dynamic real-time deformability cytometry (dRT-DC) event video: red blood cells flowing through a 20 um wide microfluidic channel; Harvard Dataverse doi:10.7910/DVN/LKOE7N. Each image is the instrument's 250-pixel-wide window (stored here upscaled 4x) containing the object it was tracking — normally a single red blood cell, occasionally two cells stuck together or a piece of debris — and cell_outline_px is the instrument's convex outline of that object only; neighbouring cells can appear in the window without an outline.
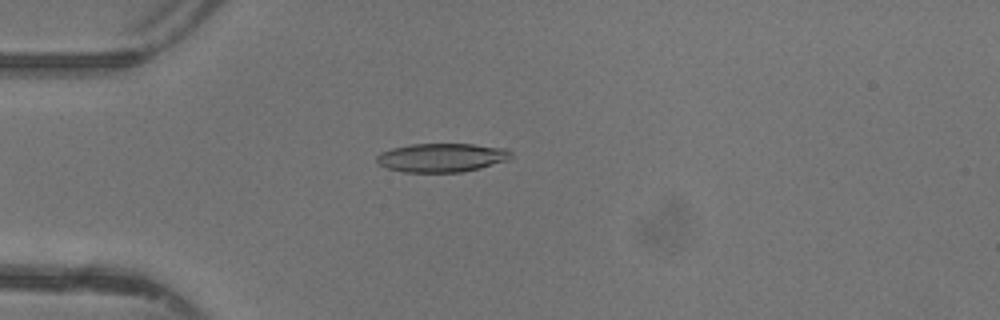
{"species": "common noctule bat (a hibernating species)", "species_latin": "Nyctalus noctula", "temperature_condition": "warm", "stored_images_in_passage": 36, "camera_frame_rate_fps": 3000, "um_per_image_px": 0.085, "animal": {"sex": "female"}, "frame": {"image": 1, "passage_image": 2, "time_ms": 0.333, "image_size_px": [1000, 320], "cell_outline_px": [[512, 156], [508, 160], [480, 168], [460, 172], [404, 172], [388, 168], [380, 164], [376, 160], [376, 156], [380, 152], [392, 148], [412, 144], [472, 144], [508, 148], [512, 152]], "centroid_in_image_um": [37.57, 13.39], "position_along_channel_um": 47.4, "area_um2": 22.54}}
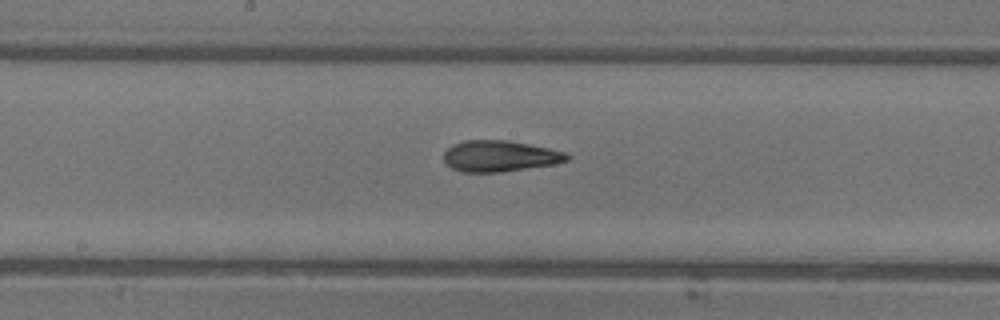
{"frame": {"image": 2, "passage_image": 14, "time_ms": 4.333, "image_size_px": [1000, 320], "cell_outline_px": [[572, 156], [568, 160], [552, 164], [500, 172], [460, 172], [452, 168], [444, 160], [444, 152], [452, 144], [464, 140], [508, 140], [548, 148], [564, 152]], "centroid_in_image_um": [42.45, 13.26], "position_along_channel_um": 205.7, "area_um2": 22.2}}
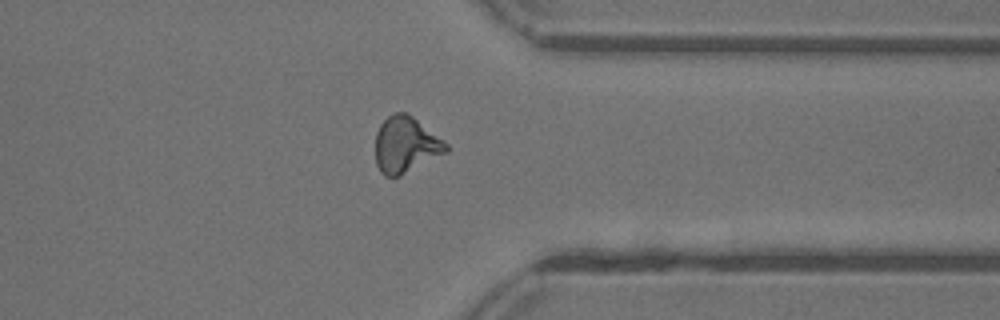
{"frame": {"image": 3, "passage_image": 26, "time_ms": 8.333, "image_size_px": [1000, 320], "cell_outline_px": [[448, 152], [400, 176], [384, 176], [380, 172], [376, 164], [376, 132], [380, 124], [388, 116], [396, 112], [404, 112], [412, 116], [444, 140], [448, 144]], "centroid_in_image_um": [34.49, 12.32], "position_along_channel_um": 376.9, "area_um2": 23.12}, "authors_computed_cell_mechanics": {"area_um2": 22.2819, "velocity_mm_per_s": 4.3974, "shape_relaxation_time_tau1_ms": 10.8494, "shape_relaxation_time_tau2_ms": 1.9261, "deformation_change_tau1": 0.3093, "deformation_change_tau2": 0.1079}}